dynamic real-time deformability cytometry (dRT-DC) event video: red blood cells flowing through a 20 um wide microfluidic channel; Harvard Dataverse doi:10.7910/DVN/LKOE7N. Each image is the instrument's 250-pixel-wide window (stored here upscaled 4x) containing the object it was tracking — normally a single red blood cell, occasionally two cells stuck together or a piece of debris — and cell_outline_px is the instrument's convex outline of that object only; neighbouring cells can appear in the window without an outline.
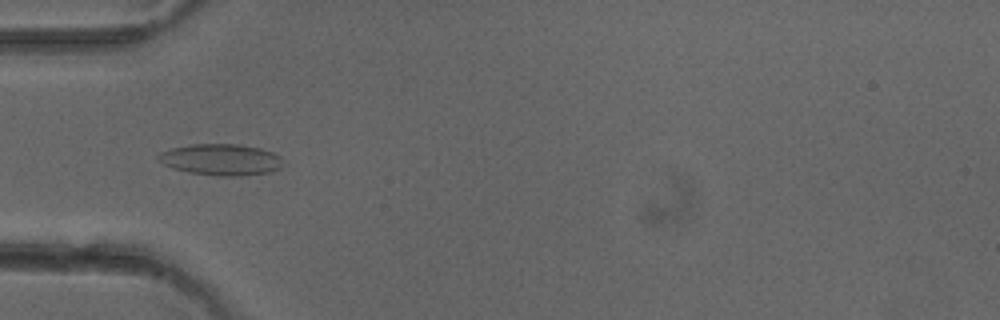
{"species": "common noctule bat (a hibernating species)", "species_latin": "Nyctalus noctula", "temperature_condition": "cold", "stored_images_in_passage": 39, "camera_frame_rate_fps": 3000, "um_per_image_px": 0.085, "animal": {"sex": "female"}, "frame": {"image": 1, "passage_image": 5, "time_ms": 1.333, "image_size_px": [1000, 320], "cell_outline_px": [[284, 164], [280, 168], [272, 172], [240, 176], [216, 176], [188, 172], [172, 168], [156, 160], [156, 156], [160, 152], [172, 148], [192, 144], [240, 144], [260, 148], [272, 152], [280, 156]], "centroid_in_image_um": [18.78, 13.57], "position_along_channel_um": 66.2, "area_um2": 23.06}}
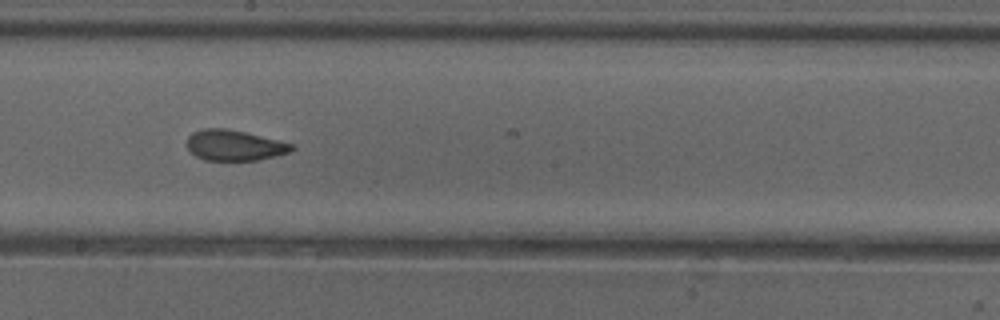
{"frame": {"image": 2, "passage_image": 17, "time_ms": 5.333, "image_size_px": [1000, 320], "cell_outline_px": [[296, 148], [292, 152], [256, 160], [204, 160], [196, 156], [188, 148], [188, 136], [192, 132], [204, 128], [224, 128], [244, 132], [280, 140], [296, 144]], "centroid_in_image_um": [19.98, 12.35], "position_along_channel_um": 228.2, "area_um2": 18.73}}
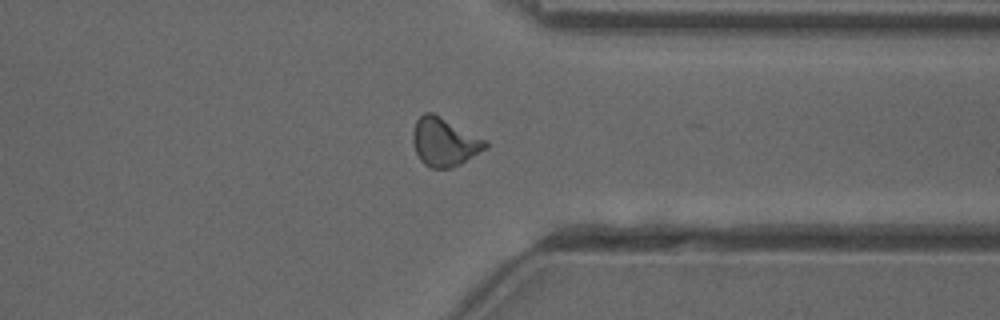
{"frame": {"image": 3, "passage_image": 28, "time_ms": 9.0, "image_size_px": [1000, 320], "cell_outline_px": [[488, 148], [460, 164], [452, 168], [432, 168], [424, 164], [420, 160], [416, 152], [412, 140], [412, 132], [416, 120], [424, 112], [432, 112], [488, 140]], "centroid_in_image_um": [37.79, 12.06], "position_along_channel_um": 373.6, "area_um2": 20.63}, "authors_computed_cell_mechanics": {"area_um2": 19.3052, "velocity_mm_per_s": 4.0468, "shape_relaxation_time_tau1_ms": null, "shape_relaxation_time_tau2_ms": 1.6379, "deformation_change_tau1": null, "deformation_change_tau2": 0.0857}}